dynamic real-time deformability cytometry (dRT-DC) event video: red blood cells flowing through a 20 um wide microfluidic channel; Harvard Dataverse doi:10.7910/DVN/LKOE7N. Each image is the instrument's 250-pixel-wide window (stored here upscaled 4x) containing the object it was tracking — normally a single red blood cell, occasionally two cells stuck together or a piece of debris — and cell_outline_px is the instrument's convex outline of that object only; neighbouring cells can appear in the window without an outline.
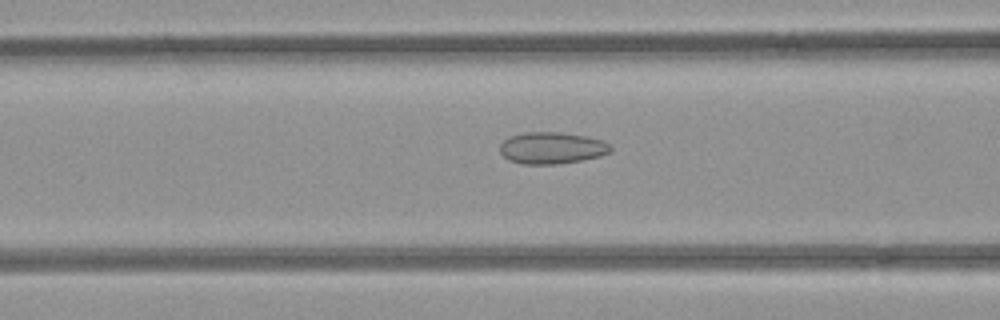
{"species": "common noctule bat (a hibernating species)", "species_latin": "Nyctalus noctula", "temperature_condition": "room temperature", "stored_images_in_passage": 50, "camera_frame_rate_fps": 3000, "um_per_image_px": 0.085, "animal": {"sex": "female", "body_mass_g": 21.9}, "frame": {"image": 1, "passage_image": 21, "time_ms": 6.667, "image_size_px": [1000, 320], "cell_outline_px": [[612, 152], [600, 156], [584, 160], [556, 164], [520, 164], [508, 160], [500, 152], [500, 144], [508, 136], [524, 132], [556, 132], [584, 136], [604, 140], [612, 148]], "centroid_in_image_um": [46.9, 12.58], "position_along_channel_um": 119.7, "area_um2": 20.63}}
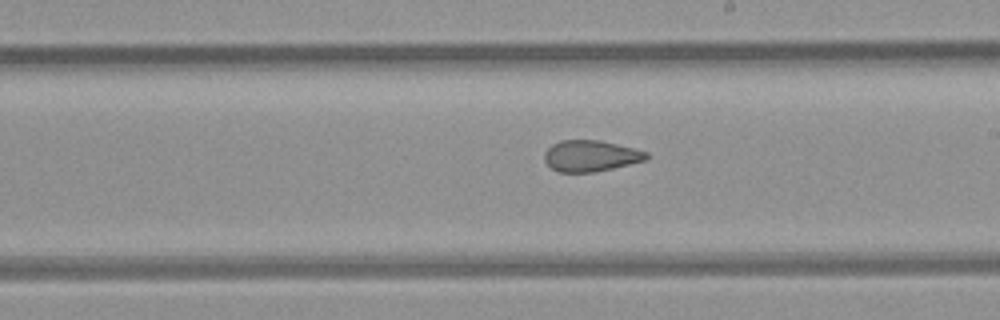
{"frame": {"image": 2, "passage_image": 30, "time_ms": 9.667, "image_size_px": [1000, 320], "cell_outline_px": [[648, 160], [596, 172], [556, 172], [544, 160], [544, 152], [552, 144], [560, 140], [600, 140], [648, 152]], "centroid_in_image_um": [50.2, 13.25], "position_along_channel_um": 238.8, "area_um2": 18.61}}
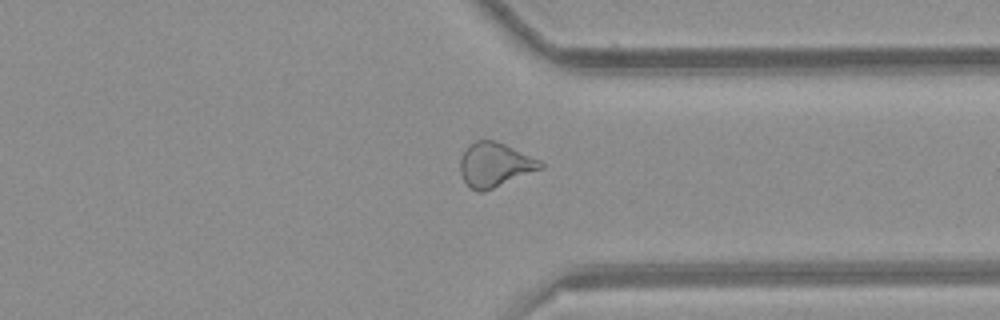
{"frame": {"image": 3, "passage_image": 40, "time_ms": 13.0, "image_size_px": [1000, 320], "cell_outline_px": [[544, 168], [484, 192], [476, 192], [468, 188], [460, 172], [460, 156], [476, 140], [492, 140], [504, 144], [540, 160], [544, 164]], "centroid_in_image_um": [42.05, 14.04], "position_along_channel_um": 369.3, "area_um2": 20.69}}